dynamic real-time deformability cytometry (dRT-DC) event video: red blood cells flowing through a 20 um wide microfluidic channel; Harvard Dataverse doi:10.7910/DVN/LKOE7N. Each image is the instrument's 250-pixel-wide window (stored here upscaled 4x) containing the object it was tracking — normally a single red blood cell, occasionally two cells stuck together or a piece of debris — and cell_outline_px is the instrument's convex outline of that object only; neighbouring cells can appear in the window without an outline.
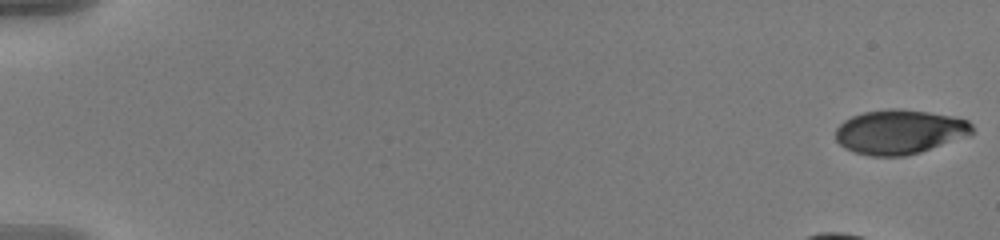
{"species": "human", "species_latin": "Homo sapiens", "temperature_condition": "warm", "stored_images_in_passage": 51, "camera_frame_rate_fps": 3000, "um_per_image_px": 0.085, "donor": {"sex": "male"}, "frame": {"image": 1, "passage_image": 1, "time_ms": 0.0, "image_size_px": [1000, 240], "cell_outline_px": [[972, 132], [968, 136], [920, 152], [904, 156], [872, 156], [856, 152], [844, 148], [836, 140], [836, 128], [844, 120], [852, 116], [864, 112], [892, 108], [900, 108], [928, 112], [952, 116], [968, 120], [972, 124]], "centroid_in_image_um": [76.46, 11.2], "position_along_channel_um": 8.5, "area_um2": 35.26}}